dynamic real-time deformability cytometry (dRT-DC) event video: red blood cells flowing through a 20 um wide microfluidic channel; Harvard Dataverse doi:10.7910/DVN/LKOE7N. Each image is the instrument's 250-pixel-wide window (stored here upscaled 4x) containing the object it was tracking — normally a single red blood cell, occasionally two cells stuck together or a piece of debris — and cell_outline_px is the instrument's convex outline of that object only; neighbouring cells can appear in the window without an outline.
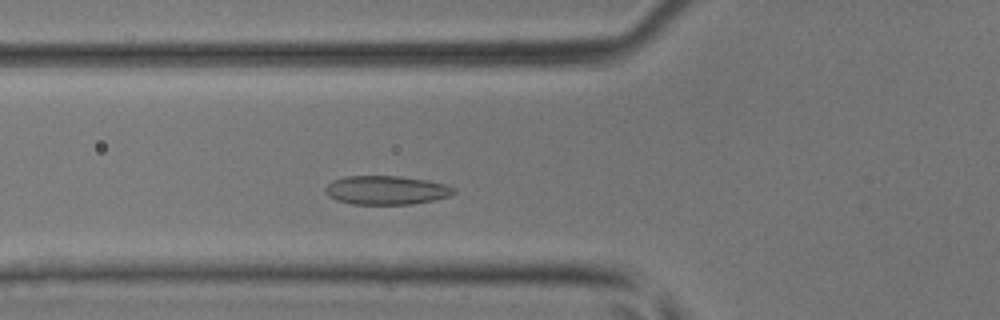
{"species": "common noctule bat (a hibernating species)", "species_latin": "Nyctalus noctula", "temperature_condition": "room temperature", "stored_images_in_passage": 40, "camera_frame_rate_fps": 3000, "um_per_image_px": 0.085, "animal": {"sex": "male", "body_mass_g": 17.9, "forearm_length_mm": 54.2}, "frame": {"image": 1, "passage_image": 10, "time_ms": 3.0, "image_size_px": [1000, 320], "cell_outline_px": [[456, 192], [448, 196], [432, 200], [412, 204], [352, 204], [336, 200], [328, 196], [324, 188], [332, 180], [348, 176], [400, 176], [428, 180], [444, 184], [456, 188]], "centroid_in_image_um": [32.82, 16.16], "position_along_channel_um": 93.0, "area_um2": 21.56}}
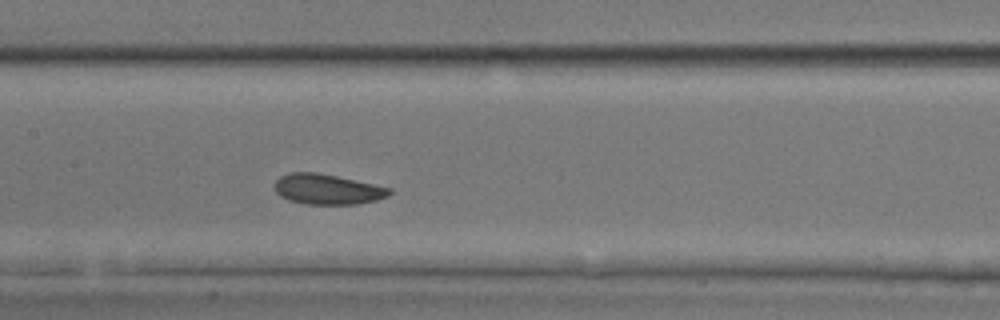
{"frame": {"image": 2, "passage_image": 16, "time_ms": 5.0, "image_size_px": [1000, 320], "cell_outline_px": [[392, 192], [388, 196], [376, 200], [360, 204], [308, 204], [288, 200], [280, 196], [276, 192], [276, 180], [280, 176], [288, 172], [316, 172], [336, 176], [392, 188]], "centroid_in_image_um": [27.84, 16.09], "position_along_channel_um": 179.6, "area_um2": 20.23}}
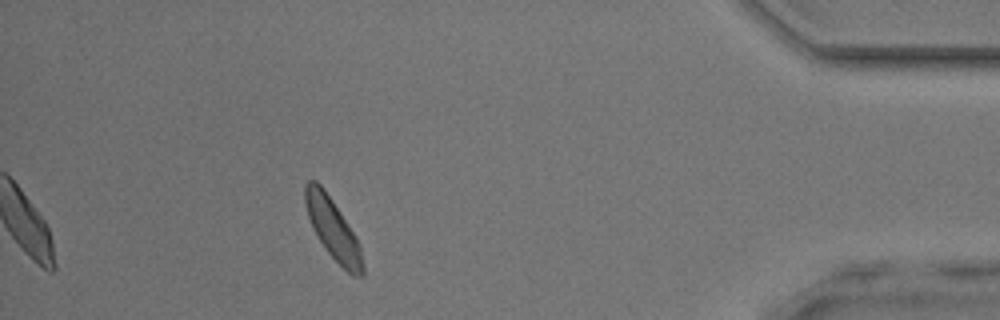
{"frame": {"image": 3, "passage_image": 35, "time_ms": 11.333, "image_size_px": [1000, 320], "cell_outline_px": [[364, 276], [352, 276], [324, 248], [316, 236], [312, 228], [304, 204], [304, 184], [308, 180], [316, 180], [320, 184], [332, 200], [340, 212], [360, 244], [364, 268]], "centroid_in_image_um": [28.27, 19.45], "position_along_channel_um": 406.9, "area_um2": 20.29}}